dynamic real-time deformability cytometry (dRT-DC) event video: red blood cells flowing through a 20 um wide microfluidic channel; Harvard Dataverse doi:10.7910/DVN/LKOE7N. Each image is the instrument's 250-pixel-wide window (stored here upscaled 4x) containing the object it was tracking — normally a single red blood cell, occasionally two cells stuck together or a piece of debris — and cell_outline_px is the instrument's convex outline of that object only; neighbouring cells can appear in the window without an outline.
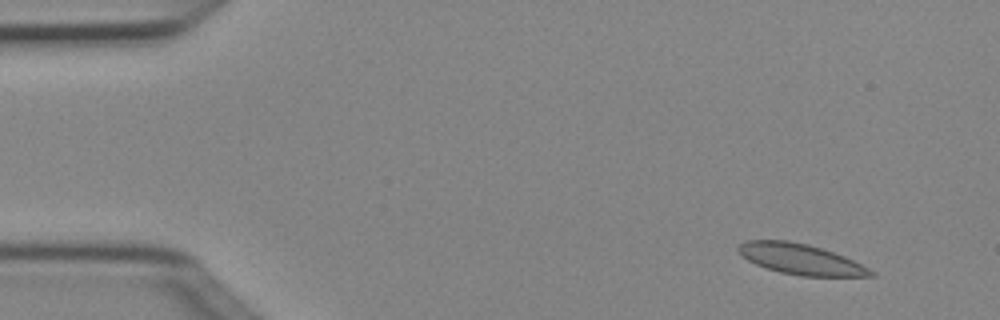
{"species": "Egyptian fruit bat (a non-hibernating species)", "species_latin": "Rousettus aegyptiacus", "temperature_condition": "cold", "stored_images_in_passage": 3, "camera_frame_rate_fps": 3000, "um_per_image_px": 0.085, "animal": {"sex": "female"}, "frame": {"image": 1, "passage_image": 1, "time_ms": 0.0, "image_size_px": [1000, 320], "cell_outline_px": [[876, 276], [800, 276], [780, 272], [756, 264], [748, 260], [736, 248], [744, 240], [788, 240], [808, 244], [844, 256], [876, 272]], "centroid_in_image_um": [68.05, 22.02], "position_along_channel_um": 16.9, "area_um2": 23.35}}